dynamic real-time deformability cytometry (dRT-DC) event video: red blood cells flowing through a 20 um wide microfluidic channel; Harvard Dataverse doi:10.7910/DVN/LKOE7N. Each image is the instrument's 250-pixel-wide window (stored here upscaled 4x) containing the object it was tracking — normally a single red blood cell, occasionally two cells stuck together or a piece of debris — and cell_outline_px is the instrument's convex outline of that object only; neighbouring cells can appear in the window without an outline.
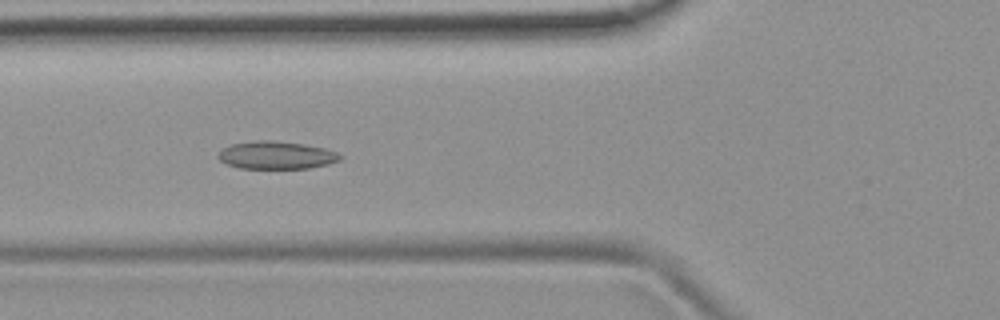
{"species": "common noctule bat (a hibernating species)", "species_latin": "Nyctalus noctula", "temperature_condition": "room temperature", "stored_images_in_passage": 54, "camera_frame_rate_fps": 3000, "um_per_image_px": 0.085, "animal": {"sex": "female", "body_mass_g": 19.9}, "frame": {"image": 1, "passage_image": 20, "time_ms": 6.333, "image_size_px": [1000, 320], "cell_outline_px": [[344, 156], [340, 160], [328, 164], [308, 168], [240, 168], [228, 164], [220, 160], [216, 156], [224, 148], [232, 144], [256, 140], [276, 140], [304, 144], [324, 148], [336, 152]], "centroid_in_image_um": [23.51, 13.18], "position_along_channel_um": 102.3, "area_um2": 19.65}}
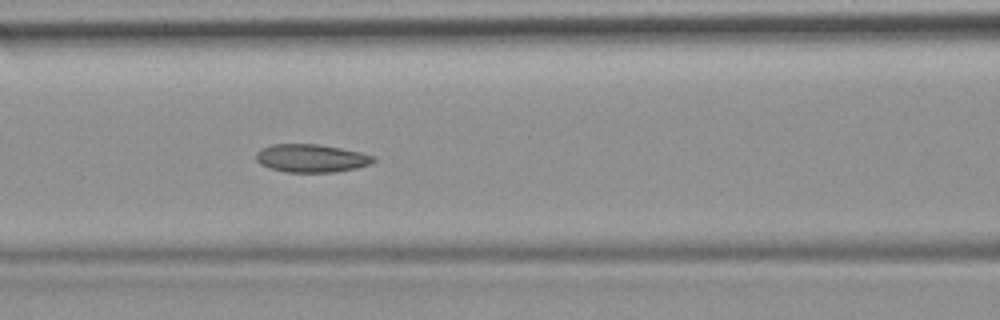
{"frame": {"image": 2, "passage_image": 23, "time_ms": 7.333, "image_size_px": [1000, 320], "cell_outline_px": [[376, 160], [372, 164], [356, 168], [336, 172], [284, 172], [268, 168], [260, 164], [256, 160], [256, 152], [260, 148], [272, 144], [316, 144], [340, 148], [360, 152], [376, 156]], "centroid_in_image_um": [26.45, 13.45], "position_along_channel_um": 140.1, "area_um2": 19.42}}
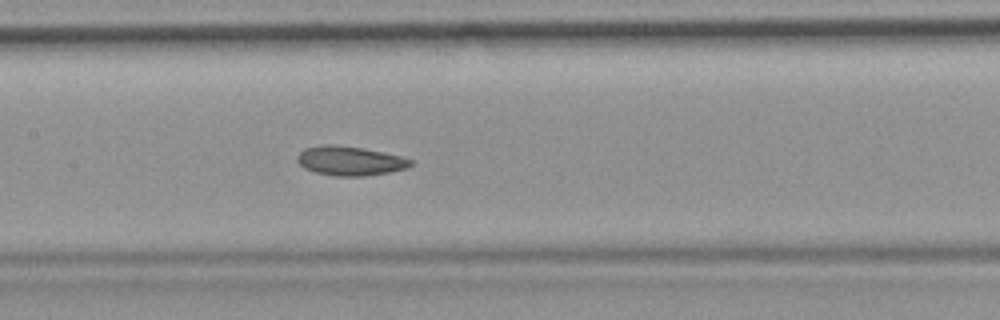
{"frame": {"image": 3, "passage_image": 26, "time_ms": 8.333, "image_size_px": [1000, 320], "cell_outline_px": [[412, 164], [408, 168], [388, 172], [364, 176], [336, 176], [316, 172], [304, 168], [296, 160], [296, 156], [304, 148], [320, 144], [336, 144], [364, 148], [400, 156], [412, 160]], "centroid_in_image_um": [29.71, 13.66], "position_along_channel_um": 177.7, "area_um2": 19.42}, "authors_computed_cell_mechanics": {"area_um2": 19.8832, "velocity_mm_per_s": 3.7628, "shape_relaxation_time_tau1_ms": null, "shape_relaxation_time_tau2_ms": 4.2547, "deformation_change_tau1": null, "deformation_change_tau2": 0.1112}}